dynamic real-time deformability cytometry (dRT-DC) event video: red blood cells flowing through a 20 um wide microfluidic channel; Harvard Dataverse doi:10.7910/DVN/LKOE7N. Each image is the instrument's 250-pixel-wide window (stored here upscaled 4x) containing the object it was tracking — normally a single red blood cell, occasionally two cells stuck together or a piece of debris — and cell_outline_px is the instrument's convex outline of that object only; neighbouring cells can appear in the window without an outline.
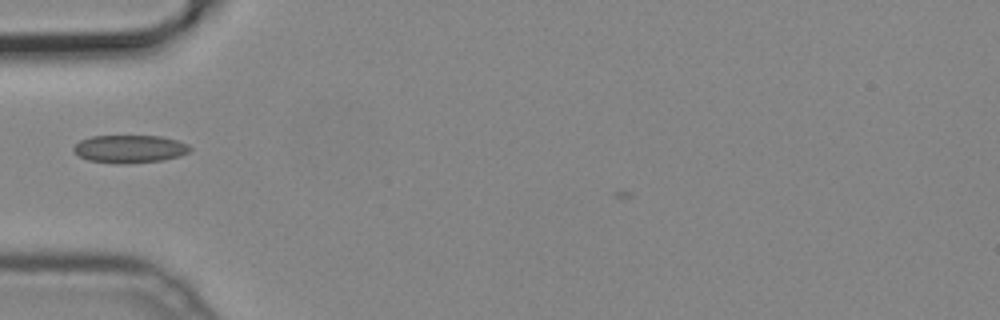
{"species": "common noctule bat (a hibernating species)", "species_latin": "Nyctalus noctula", "temperature_condition": "cold", "stored_images_in_passage": 23, "camera_frame_rate_fps": 3000, "um_per_image_px": 0.085, "animal": {"sex": "male", "body_mass_g": 19.2, "forearm_length_mm": 51.8}, "frame": {"image": 1, "passage_image": 6, "time_ms": 1.667, "image_size_px": [1000, 320], "cell_outline_px": [[192, 148], [188, 152], [180, 156], [164, 160], [120, 164], [88, 160], [72, 152], [72, 148], [80, 140], [92, 136], [160, 136], [176, 140], [188, 144]], "centroid_in_image_um": [11.01, 12.66], "position_along_channel_um": 74.0, "area_um2": 18.9}}
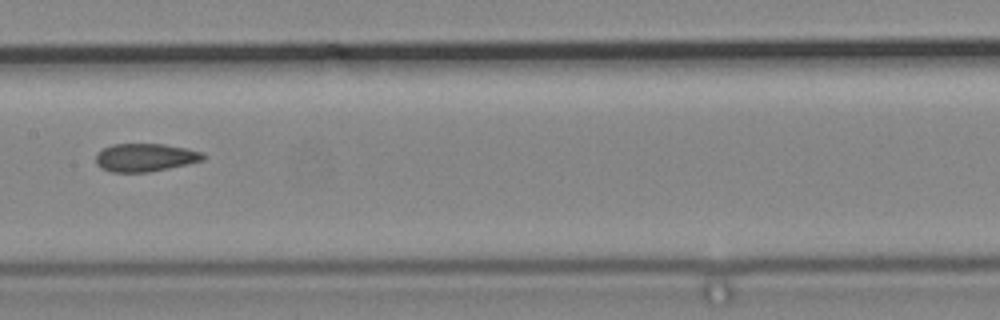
{"frame": {"image": 2, "passage_image": 15, "time_ms": 4.667, "image_size_px": [1000, 320], "cell_outline_px": [[208, 156], [204, 160], [188, 164], [148, 172], [112, 172], [100, 168], [96, 164], [96, 152], [112, 144], [164, 144], [188, 148], [204, 152]], "centroid_in_image_um": [12.37, 13.38], "position_along_channel_um": 195.0, "area_um2": 17.8}}
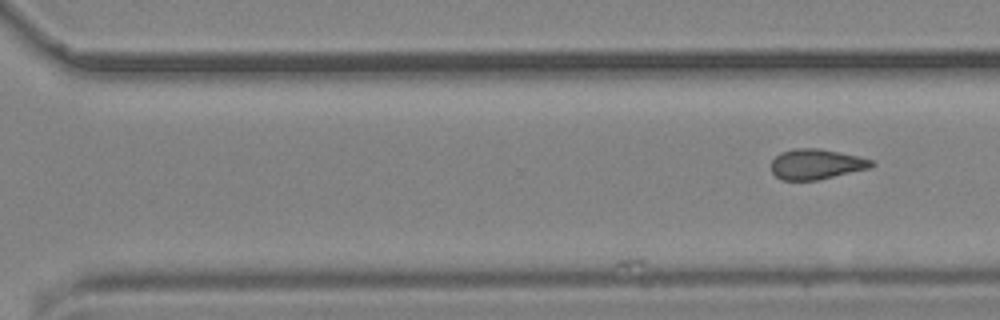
{"frame": {"image": 3, "passage_image": 23, "time_ms": 7.333, "image_size_px": [1000, 320], "cell_outline_px": [[876, 164], [872, 168], [816, 180], [780, 180], [772, 172], [772, 160], [780, 152], [796, 148], [820, 148], [860, 156], [872, 160]], "centroid_in_image_um": [69.41, 13.95], "position_along_channel_um": 301.2, "area_um2": 17.86}}